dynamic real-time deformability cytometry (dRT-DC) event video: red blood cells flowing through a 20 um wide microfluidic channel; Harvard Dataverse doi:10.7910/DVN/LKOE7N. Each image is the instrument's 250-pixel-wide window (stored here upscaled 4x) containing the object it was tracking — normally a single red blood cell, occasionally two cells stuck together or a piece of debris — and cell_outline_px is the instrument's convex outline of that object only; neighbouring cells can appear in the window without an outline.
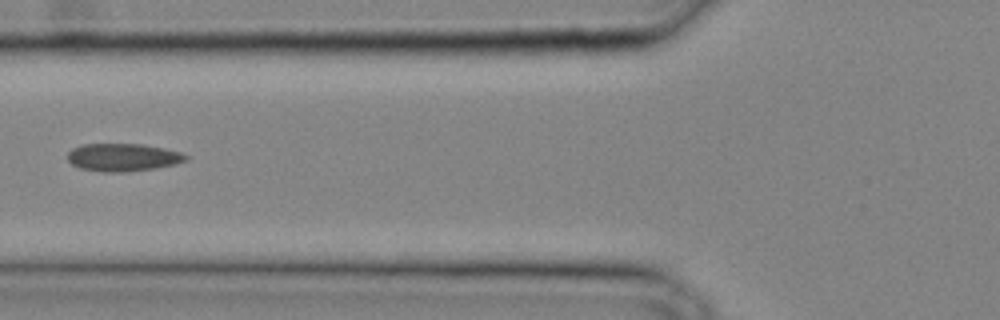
{"species": "common noctule bat (a hibernating species)", "species_latin": "Nyctalus noctula", "temperature_condition": "cold", "stored_images_in_passage": 19, "camera_frame_rate_fps": 3000, "um_per_image_px": 0.085, "animal": {"sex": "male", "body_mass_g": 20.4}, "frame": {"image": 1, "passage_image": 4, "time_ms": 1.0, "image_size_px": [1000, 320], "cell_outline_px": [[192, 156], [188, 160], [176, 164], [156, 168], [124, 172], [100, 172], [80, 168], [72, 164], [68, 160], [68, 152], [72, 148], [84, 144], [144, 144], [164, 148], [180, 152]], "centroid_in_image_um": [10.49, 13.37], "position_along_channel_um": 115.3, "area_um2": 19.36}}
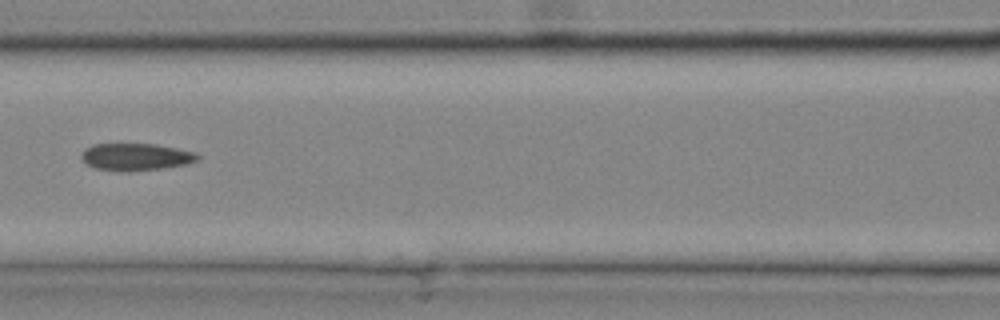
{"frame": {"image": 2, "passage_image": 6, "time_ms": 1.667, "image_size_px": [1000, 320], "cell_outline_px": [[204, 156], [200, 160], [188, 164], [164, 168], [128, 172], [124, 172], [96, 168], [84, 164], [80, 156], [80, 152], [84, 148], [92, 144], [156, 144], [196, 152]], "centroid_in_image_um": [11.57, 13.34], "position_along_channel_um": 155.0, "area_um2": 18.96}}